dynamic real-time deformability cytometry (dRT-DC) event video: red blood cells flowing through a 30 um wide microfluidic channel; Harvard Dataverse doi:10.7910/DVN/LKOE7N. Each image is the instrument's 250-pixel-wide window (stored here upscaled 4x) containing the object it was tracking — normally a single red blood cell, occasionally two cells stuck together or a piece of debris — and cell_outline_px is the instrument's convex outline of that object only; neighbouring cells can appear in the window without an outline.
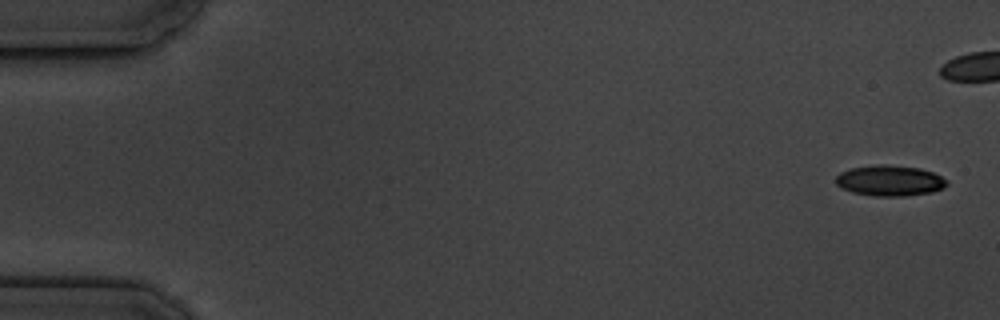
{"species": "common noctule bat (a hibernating species)", "species_latin": "Nyctalus noctula", "temperature_condition": "cold", "stored_images_in_passage": 6, "camera_frame_rate_fps": 3000, "um_per_image_px": 0.085, "animal": {"sex": "male", "body_mass_g": 19.5, "forearm_length_mm": 54.6}, "frame": {"image": 1, "passage_image": 1, "time_ms": 0.0, "image_size_px": [1000, 320], "cell_outline_px": [[948, 184], [944, 188], [932, 192], [904, 196], [876, 196], [852, 192], [840, 188], [836, 184], [836, 176], [840, 172], [852, 168], [876, 164], [884, 164], [920, 168], [932, 172], [948, 180]], "centroid_in_image_um": [75.63, 15.35], "position_along_channel_um": 9.4, "area_um2": 19.94}}